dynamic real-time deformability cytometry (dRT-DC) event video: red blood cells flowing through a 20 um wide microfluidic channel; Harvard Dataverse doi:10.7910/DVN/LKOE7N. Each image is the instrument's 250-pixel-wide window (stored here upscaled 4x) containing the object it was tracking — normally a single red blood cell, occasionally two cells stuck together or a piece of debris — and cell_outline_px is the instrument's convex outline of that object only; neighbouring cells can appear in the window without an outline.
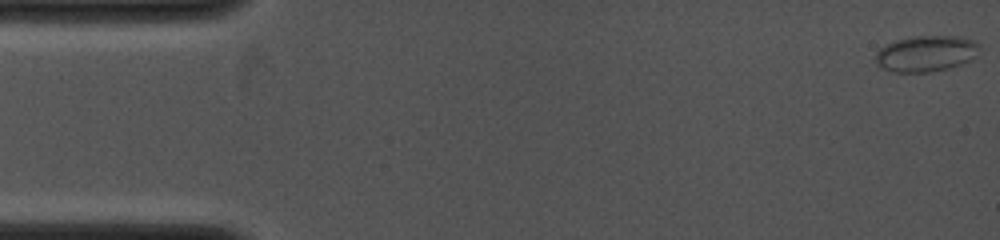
{"species": "common noctule bat (a hibernating species)", "species_latin": "Nyctalus noctula", "temperature_condition": "cold", "stored_images_in_passage": 33, "camera_frame_rate_fps": 4000, "um_per_image_px": 0.085, "animal": {"sex": "female", "body_mass_g": 19.0, "forearm_length_mm": 53.3}, "frame": {"image": 1, "passage_image": 1, "time_ms": 0.0, "image_size_px": [1000, 240], "cell_outline_px": [[980, 48], [976, 56], [972, 60], [948, 68], [928, 72], [892, 72], [880, 68], [876, 64], [876, 52], [884, 44], [896, 40], [912, 36], [960, 36], [976, 40], [980, 44]], "centroid_in_image_um": [78.72, 4.54], "position_along_channel_um": 6.3, "area_um2": 22.2}}
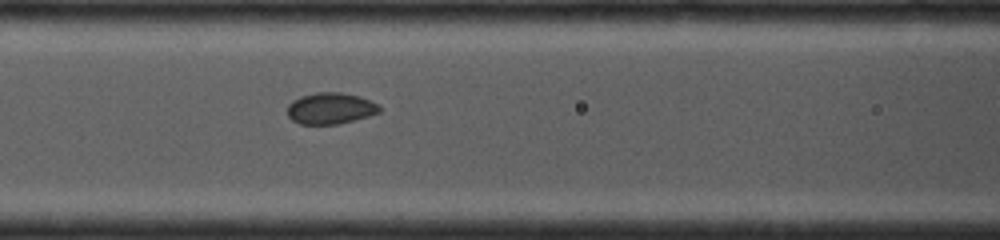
{"frame": {"image": 2, "passage_image": 20, "time_ms": 5.75, "image_size_px": [1000, 240], "cell_outline_px": [[380, 112], [368, 116], [336, 124], [300, 124], [292, 120], [288, 116], [288, 104], [292, 100], [300, 96], [316, 92], [340, 92], [360, 96], [376, 104], [380, 108]], "centroid_in_image_um": [28.05, 9.2], "position_along_channel_um": 138.6, "area_um2": 16.7}}
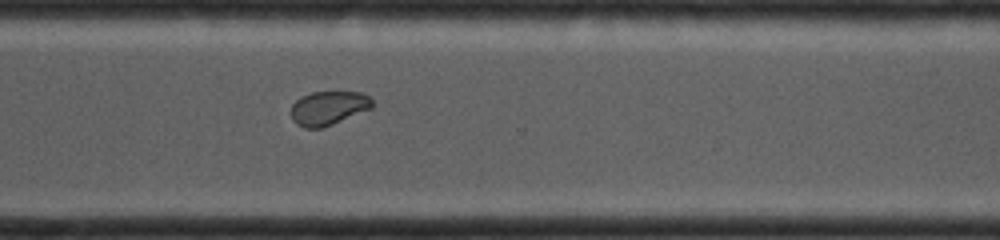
{"frame": {"image": 3, "passage_image": 33, "time_ms": 10.25, "image_size_px": [1000, 240], "cell_outline_px": [[372, 108], [332, 124], [320, 128], [304, 128], [296, 124], [292, 120], [292, 104], [300, 96], [312, 92], [360, 92], [368, 96], [372, 100]], "centroid_in_image_um": [27.89, 9.18], "position_along_channel_um": 342.7, "area_um2": 15.95}}